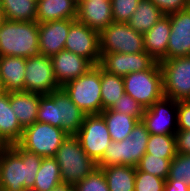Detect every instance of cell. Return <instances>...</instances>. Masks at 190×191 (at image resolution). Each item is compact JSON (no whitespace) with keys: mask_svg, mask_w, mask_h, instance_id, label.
I'll list each match as a JSON object with an SVG mask.
<instances>
[{"mask_svg":"<svg viewBox=\"0 0 190 191\" xmlns=\"http://www.w3.org/2000/svg\"><path fill=\"white\" fill-rule=\"evenodd\" d=\"M43 157L26 151L18 144L0 150V191L33 188Z\"/></svg>","mask_w":190,"mask_h":191,"instance_id":"obj_1","label":"cell"},{"mask_svg":"<svg viewBox=\"0 0 190 191\" xmlns=\"http://www.w3.org/2000/svg\"><path fill=\"white\" fill-rule=\"evenodd\" d=\"M86 114L68 97L62 88L40 97L37 122L61 128L68 135H75L81 128Z\"/></svg>","mask_w":190,"mask_h":191,"instance_id":"obj_2","label":"cell"},{"mask_svg":"<svg viewBox=\"0 0 190 191\" xmlns=\"http://www.w3.org/2000/svg\"><path fill=\"white\" fill-rule=\"evenodd\" d=\"M39 52L38 23L6 20L0 27V56L37 57Z\"/></svg>","mask_w":190,"mask_h":191,"instance_id":"obj_3","label":"cell"},{"mask_svg":"<svg viewBox=\"0 0 190 191\" xmlns=\"http://www.w3.org/2000/svg\"><path fill=\"white\" fill-rule=\"evenodd\" d=\"M149 137L150 133L146 129V125L142 121H138L128 138L109 143L102 159L97 163L98 167L112 165L137 167L146 153Z\"/></svg>","mask_w":190,"mask_h":191,"instance_id":"obj_4","label":"cell"},{"mask_svg":"<svg viewBox=\"0 0 190 191\" xmlns=\"http://www.w3.org/2000/svg\"><path fill=\"white\" fill-rule=\"evenodd\" d=\"M60 167L63 183L76 184L92 173L98 164L91 159L75 135H68L54 157Z\"/></svg>","mask_w":190,"mask_h":191,"instance_id":"obj_5","label":"cell"},{"mask_svg":"<svg viewBox=\"0 0 190 191\" xmlns=\"http://www.w3.org/2000/svg\"><path fill=\"white\" fill-rule=\"evenodd\" d=\"M101 67L94 65L84 75L61 87L68 97L86 114L102 112Z\"/></svg>","mask_w":190,"mask_h":191,"instance_id":"obj_6","label":"cell"},{"mask_svg":"<svg viewBox=\"0 0 190 191\" xmlns=\"http://www.w3.org/2000/svg\"><path fill=\"white\" fill-rule=\"evenodd\" d=\"M125 93L133 97L144 109L163 95L162 71L159 62L150 69L130 73L123 77Z\"/></svg>","mask_w":190,"mask_h":191,"instance_id":"obj_7","label":"cell"},{"mask_svg":"<svg viewBox=\"0 0 190 191\" xmlns=\"http://www.w3.org/2000/svg\"><path fill=\"white\" fill-rule=\"evenodd\" d=\"M67 136L68 134L59 127L35 122L23 129L22 137L17 144L26 151L43 158L55 157L57 150Z\"/></svg>","mask_w":190,"mask_h":191,"instance_id":"obj_8","label":"cell"},{"mask_svg":"<svg viewBox=\"0 0 190 191\" xmlns=\"http://www.w3.org/2000/svg\"><path fill=\"white\" fill-rule=\"evenodd\" d=\"M159 64L163 95L175 101L190 100V56L162 60Z\"/></svg>","mask_w":190,"mask_h":191,"instance_id":"obj_9","label":"cell"},{"mask_svg":"<svg viewBox=\"0 0 190 191\" xmlns=\"http://www.w3.org/2000/svg\"><path fill=\"white\" fill-rule=\"evenodd\" d=\"M100 54L145 52L143 34L126 22L113 21L99 33Z\"/></svg>","mask_w":190,"mask_h":191,"instance_id":"obj_10","label":"cell"},{"mask_svg":"<svg viewBox=\"0 0 190 191\" xmlns=\"http://www.w3.org/2000/svg\"><path fill=\"white\" fill-rule=\"evenodd\" d=\"M85 153L98 163L112 141L107 124L101 114L86 115L75 134Z\"/></svg>","mask_w":190,"mask_h":191,"instance_id":"obj_11","label":"cell"},{"mask_svg":"<svg viewBox=\"0 0 190 191\" xmlns=\"http://www.w3.org/2000/svg\"><path fill=\"white\" fill-rule=\"evenodd\" d=\"M25 92L48 95L60 89L53 73L51 57L39 55L26 58Z\"/></svg>","mask_w":190,"mask_h":191,"instance_id":"obj_12","label":"cell"},{"mask_svg":"<svg viewBox=\"0 0 190 191\" xmlns=\"http://www.w3.org/2000/svg\"><path fill=\"white\" fill-rule=\"evenodd\" d=\"M177 114L178 101L163 96L144 110L142 122L150 134L175 135L178 131Z\"/></svg>","mask_w":190,"mask_h":191,"instance_id":"obj_13","label":"cell"},{"mask_svg":"<svg viewBox=\"0 0 190 191\" xmlns=\"http://www.w3.org/2000/svg\"><path fill=\"white\" fill-rule=\"evenodd\" d=\"M64 49L88 59L93 65H99V32L76 20L70 26Z\"/></svg>","mask_w":190,"mask_h":191,"instance_id":"obj_14","label":"cell"},{"mask_svg":"<svg viewBox=\"0 0 190 191\" xmlns=\"http://www.w3.org/2000/svg\"><path fill=\"white\" fill-rule=\"evenodd\" d=\"M156 61L145 51L138 53L101 54L99 66L108 73L124 77L130 73L150 69Z\"/></svg>","mask_w":190,"mask_h":191,"instance_id":"obj_15","label":"cell"},{"mask_svg":"<svg viewBox=\"0 0 190 191\" xmlns=\"http://www.w3.org/2000/svg\"><path fill=\"white\" fill-rule=\"evenodd\" d=\"M171 33L167 46V59L190 56V7L170 13Z\"/></svg>","mask_w":190,"mask_h":191,"instance_id":"obj_16","label":"cell"},{"mask_svg":"<svg viewBox=\"0 0 190 191\" xmlns=\"http://www.w3.org/2000/svg\"><path fill=\"white\" fill-rule=\"evenodd\" d=\"M76 20H55L38 24L40 55L52 57L64 50L70 26Z\"/></svg>","mask_w":190,"mask_h":191,"instance_id":"obj_17","label":"cell"},{"mask_svg":"<svg viewBox=\"0 0 190 191\" xmlns=\"http://www.w3.org/2000/svg\"><path fill=\"white\" fill-rule=\"evenodd\" d=\"M51 59L54 77L60 88L84 75L94 66L88 59L65 49L53 55Z\"/></svg>","mask_w":190,"mask_h":191,"instance_id":"obj_18","label":"cell"},{"mask_svg":"<svg viewBox=\"0 0 190 191\" xmlns=\"http://www.w3.org/2000/svg\"><path fill=\"white\" fill-rule=\"evenodd\" d=\"M76 20L100 33L114 21L111 1H79Z\"/></svg>","mask_w":190,"mask_h":191,"instance_id":"obj_19","label":"cell"},{"mask_svg":"<svg viewBox=\"0 0 190 191\" xmlns=\"http://www.w3.org/2000/svg\"><path fill=\"white\" fill-rule=\"evenodd\" d=\"M170 33V18L165 15L148 32L143 34L144 49L156 62L167 60Z\"/></svg>","mask_w":190,"mask_h":191,"instance_id":"obj_20","label":"cell"},{"mask_svg":"<svg viewBox=\"0 0 190 191\" xmlns=\"http://www.w3.org/2000/svg\"><path fill=\"white\" fill-rule=\"evenodd\" d=\"M26 58L0 56V80L5 92L25 91Z\"/></svg>","mask_w":190,"mask_h":191,"instance_id":"obj_21","label":"cell"},{"mask_svg":"<svg viewBox=\"0 0 190 191\" xmlns=\"http://www.w3.org/2000/svg\"><path fill=\"white\" fill-rule=\"evenodd\" d=\"M42 95L25 91L10 92V106L24 129L37 122V112Z\"/></svg>","mask_w":190,"mask_h":191,"instance_id":"obj_22","label":"cell"},{"mask_svg":"<svg viewBox=\"0 0 190 191\" xmlns=\"http://www.w3.org/2000/svg\"><path fill=\"white\" fill-rule=\"evenodd\" d=\"M78 3L75 0H37L36 22L76 20Z\"/></svg>","mask_w":190,"mask_h":191,"instance_id":"obj_23","label":"cell"},{"mask_svg":"<svg viewBox=\"0 0 190 191\" xmlns=\"http://www.w3.org/2000/svg\"><path fill=\"white\" fill-rule=\"evenodd\" d=\"M23 128L10 106V92L0 94V139L7 145L17 144Z\"/></svg>","mask_w":190,"mask_h":191,"instance_id":"obj_24","label":"cell"},{"mask_svg":"<svg viewBox=\"0 0 190 191\" xmlns=\"http://www.w3.org/2000/svg\"><path fill=\"white\" fill-rule=\"evenodd\" d=\"M110 191H134L136 167L112 165L101 167Z\"/></svg>","mask_w":190,"mask_h":191,"instance_id":"obj_25","label":"cell"},{"mask_svg":"<svg viewBox=\"0 0 190 191\" xmlns=\"http://www.w3.org/2000/svg\"><path fill=\"white\" fill-rule=\"evenodd\" d=\"M164 16L150 0H141L127 23L136 32L145 34Z\"/></svg>","mask_w":190,"mask_h":191,"instance_id":"obj_26","label":"cell"},{"mask_svg":"<svg viewBox=\"0 0 190 191\" xmlns=\"http://www.w3.org/2000/svg\"><path fill=\"white\" fill-rule=\"evenodd\" d=\"M108 127L112 141H122L129 137L138 119L124 113L112 111L110 108L100 113Z\"/></svg>","mask_w":190,"mask_h":191,"instance_id":"obj_27","label":"cell"},{"mask_svg":"<svg viewBox=\"0 0 190 191\" xmlns=\"http://www.w3.org/2000/svg\"><path fill=\"white\" fill-rule=\"evenodd\" d=\"M61 183V171L56 159L54 157L43 158L33 188L37 191H51Z\"/></svg>","mask_w":190,"mask_h":191,"instance_id":"obj_28","label":"cell"},{"mask_svg":"<svg viewBox=\"0 0 190 191\" xmlns=\"http://www.w3.org/2000/svg\"><path fill=\"white\" fill-rule=\"evenodd\" d=\"M7 20L36 22L37 0H2Z\"/></svg>","mask_w":190,"mask_h":191,"instance_id":"obj_29","label":"cell"},{"mask_svg":"<svg viewBox=\"0 0 190 191\" xmlns=\"http://www.w3.org/2000/svg\"><path fill=\"white\" fill-rule=\"evenodd\" d=\"M102 111L111 106L125 93L123 77L108 73L101 68Z\"/></svg>","mask_w":190,"mask_h":191,"instance_id":"obj_30","label":"cell"},{"mask_svg":"<svg viewBox=\"0 0 190 191\" xmlns=\"http://www.w3.org/2000/svg\"><path fill=\"white\" fill-rule=\"evenodd\" d=\"M146 153L164 159H174L177 155L175 135L150 134Z\"/></svg>","mask_w":190,"mask_h":191,"instance_id":"obj_31","label":"cell"},{"mask_svg":"<svg viewBox=\"0 0 190 191\" xmlns=\"http://www.w3.org/2000/svg\"><path fill=\"white\" fill-rule=\"evenodd\" d=\"M172 160L173 159H164L145 153L136 168L139 171H143L166 180L169 175Z\"/></svg>","mask_w":190,"mask_h":191,"instance_id":"obj_32","label":"cell"},{"mask_svg":"<svg viewBox=\"0 0 190 191\" xmlns=\"http://www.w3.org/2000/svg\"><path fill=\"white\" fill-rule=\"evenodd\" d=\"M167 179L183 181L190 187V154H179L171 161Z\"/></svg>","mask_w":190,"mask_h":191,"instance_id":"obj_33","label":"cell"},{"mask_svg":"<svg viewBox=\"0 0 190 191\" xmlns=\"http://www.w3.org/2000/svg\"><path fill=\"white\" fill-rule=\"evenodd\" d=\"M73 186L74 191H110L103 170L99 167Z\"/></svg>","mask_w":190,"mask_h":191,"instance_id":"obj_34","label":"cell"},{"mask_svg":"<svg viewBox=\"0 0 190 191\" xmlns=\"http://www.w3.org/2000/svg\"><path fill=\"white\" fill-rule=\"evenodd\" d=\"M112 111L124 113L142 121L144 107L133 97L124 93L110 108Z\"/></svg>","mask_w":190,"mask_h":191,"instance_id":"obj_35","label":"cell"},{"mask_svg":"<svg viewBox=\"0 0 190 191\" xmlns=\"http://www.w3.org/2000/svg\"><path fill=\"white\" fill-rule=\"evenodd\" d=\"M166 180L136 168L134 191H164Z\"/></svg>","mask_w":190,"mask_h":191,"instance_id":"obj_36","label":"cell"},{"mask_svg":"<svg viewBox=\"0 0 190 191\" xmlns=\"http://www.w3.org/2000/svg\"><path fill=\"white\" fill-rule=\"evenodd\" d=\"M141 0H111L112 16L115 22H128Z\"/></svg>","mask_w":190,"mask_h":191,"instance_id":"obj_37","label":"cell"},{"mask_svg":"<svg viewBox=\"0 0 190 191\" xmlns=\"http://www.w3.org/2000/svg\"><path fill=\"white\" fill-rule=\"evenodd\" d=\"M165 15L190 7V0H150Z\"/></svg>","mask_w":190,"mask_h":191,"instance_id":"obj_38","label":"cell"},{"mask_svg":"<svg viewBox=\"0 0 190 191\" xmlns=\"http://www.w3.org/2000/svg\"><path fill=\"white\" fill-rule=\"evenodd\" d=\"M178 130H190V100L178 101Z\"/></svg>","mask_w":190,"mask_h":191,"instance_id":"obj_39","label":"cell"},{"mask_svg":"<svg viewBox=\"0 0 190 191\" xmlns=\"http://www.w3.org/2000/svg\"><path fill=\"white\" fill-rule=\"evenodd\" d=\"M175 139L177 153L190 154V130H178Z\"/></svg>","mask_w":190,"mask_h":191,"instance_id":"obj_40","label":"cell"},{"mask_svg":"<svg viewBox=\"0 0 190 191\" xmlns=\"http://www.w3.org/2000/svg\"><path fill=\"white\" fill-rule=\"evenodd\" d=\"M164 191H190L183 181L166 179Z\"/></svg>","mask_w":190,"mask_h":191,"instance_id":"obj_41","label":"cell"},{"mask_svg":"<svg viewBox=\"0 0 190 191\" xmlns=\"http://www.w3.org/2000/svg\"><path fill=\"white\" fill-rule=\"evenodd\" d=\"M51 191H74V186L69 183H61L55 186Z\"/></svg>","mask_w":190,"mask_h":191,"instance_id":"obj_42","label":"cell"},{"mask_svg":"<svg viewBox=\"0 0 190 191\" xmlns=\"http://www.w3.org/2000/svg\"><path fill=\"white\" fill-rule=\"evenodd\" d=\"M6 16H5V13H4V10H3V7L0 3V27L3 25V23L6 21Z\"/></svg>","mask_w":190,"mask_h":191,"instance_id":"obj_43","label":"cell"},{"mask_svg":"<svg viewBox=\"0 0 190 191\" xmlns=\"http://www.w3.org/2000/svg\"><path fill=\"white\" fill-rule=\"evenodd\" d=\"M7 145L0 139V150L5 148Z\"/></svg>","mask_w":190,"mask_h":191,"instance_id":"obj_44","label":"cell"},{"mask_svg":"<svg viewBox=\"0 0 190 191\" xmlns=\"http://www.w3.org/2000/svg\"><path fill=\"white\" fill-rule=\"evenodd\" d=\"M23 191H37L36 189H34V188H24V190Z\"/></svg>","mask_w":190,"mask_h":191,"instance_id":"obj_45","label":"cell"},{"mask_svg":"<svg viewBox=\"0 0 190 191\" xmlns=\"http://www.w3.org/2000/svg\"><path fill=\"white\" fill-rule=\"evenodd\" d=\"M4 92V89L2 87V83H1V80H0V94Z\"/></svg>","mask_w":190,"mask_h":191,"instance_id":"obj_46","label":"cell"}]
</instances>
